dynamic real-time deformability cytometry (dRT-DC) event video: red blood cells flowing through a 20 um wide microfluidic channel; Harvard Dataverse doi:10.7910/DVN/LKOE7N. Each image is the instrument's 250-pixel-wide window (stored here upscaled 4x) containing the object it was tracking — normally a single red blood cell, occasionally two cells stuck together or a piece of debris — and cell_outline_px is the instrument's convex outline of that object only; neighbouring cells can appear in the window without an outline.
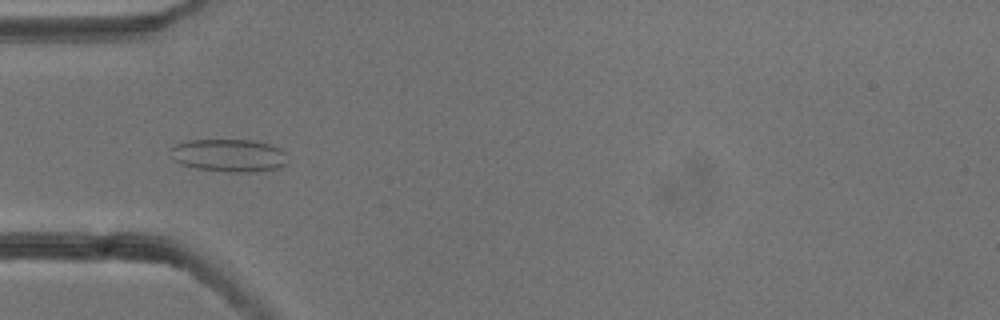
{"species": "common noctule bat (a hibernating species)", "species_latin": "Nyctalus noctula", "temperature_condition": "cold", "stored_images_in_passage": 6, "camera_frame_rate_fps": 3000, "um_per_image_px": 0.085, "animal": {"sex": "male", "body_mass_g": 13.3}, "frame": {"image": 1, "passage_image": 5, "time_ms": 1.333, "image_size_px": [1000, 320], "cell_outline_px": [[288, 160], [284, 164], [276, 168], [256, 172], [228, 172], [196, 168], [172, 160], [172, 148], [176, 144], [188, 140], [252, 140], [272, 144], [280, 148], [284, 152]], "centroid_in_image_um": [19.49, 13.2], "position_along_channel_um": 65.5, "area_um2": 22.31}}